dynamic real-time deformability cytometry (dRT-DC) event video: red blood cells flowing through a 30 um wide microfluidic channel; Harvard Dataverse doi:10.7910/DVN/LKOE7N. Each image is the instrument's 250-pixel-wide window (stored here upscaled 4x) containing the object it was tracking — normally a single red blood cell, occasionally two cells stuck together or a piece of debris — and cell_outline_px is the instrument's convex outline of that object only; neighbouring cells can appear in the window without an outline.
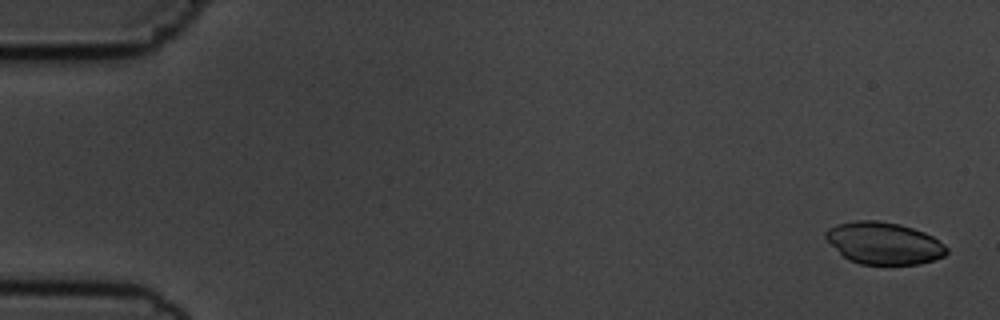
{"species": "common noctule bat (a hibernating species)", "species_latin": "Nyctalus noctula", "temperature_condition": "cold", "stored_images_in_passage": 55, "camera_frame_rate_fps": 3000, "um_per_image_px": 0.085, "animal": {"sex": "male", "body_mass_g": 19.5, "forearm_length_mm": 54.6}, "frame": {"image": 1, "passage_image": 2, "time_ms": 0.333, "image_size_px": [1000, 320], "cell_outline_px": [[948, 252], [944, 256], [920, 264], [860, 264], [848, 260], [824, 236], [824, 232], [828, 228], [836, 224], [856, 220], [876, 220], [900, 224], [924, 232], [932, 236], [944, 244], [948, 248]], "centroid_in_image_um": [75.13, 20.66], "position_along_channel_um": 9.9, "area_um2": 29.54}}
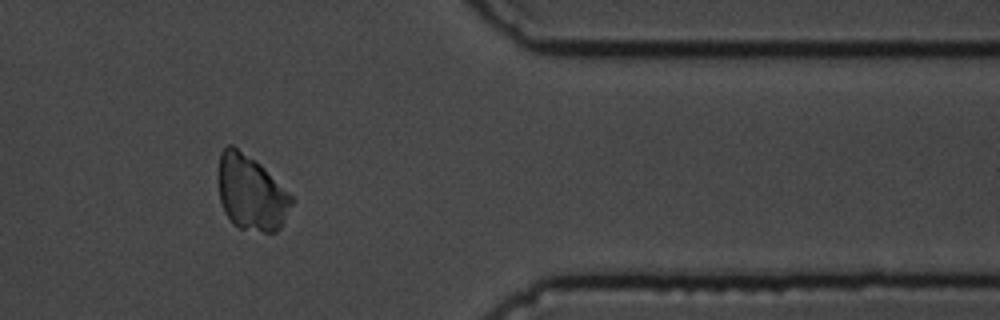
{"frame": {"image": 2, "passage_image": 46, "time_ms": 15.0, "image_size_px": [1000, 320], "cell_outline_px": [[292, 204], [280, 228], [276, 232], [264, 232], [240, 228], [232, 224], [224, 212], [220, 200], [220, 152], [228, 144], [232, 144], [256, 160], [292, 196]], "centroid_in_image_um": [21.34, 16.4], "position_along_channel_um": 390.1, "area_um2": 31.62}}